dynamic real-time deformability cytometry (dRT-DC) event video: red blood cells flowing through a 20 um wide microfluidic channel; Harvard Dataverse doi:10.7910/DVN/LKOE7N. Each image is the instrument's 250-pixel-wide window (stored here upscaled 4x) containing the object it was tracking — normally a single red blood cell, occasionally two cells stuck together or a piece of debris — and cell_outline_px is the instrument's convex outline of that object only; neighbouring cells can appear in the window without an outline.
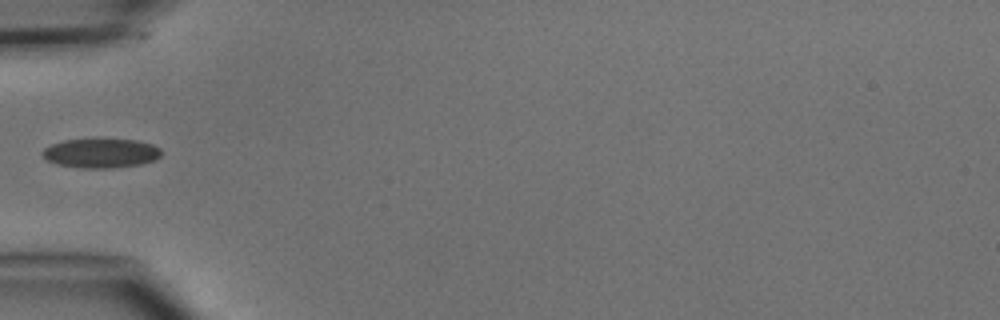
{"species": "common noctule bat (a hibernating species)", "species_latin": "Nyctalus noctula", "temperature_condition": "cold", "stored_images_in_passage": 5, "camera_frame_rate_fps": 3000, "um_per_image_px": 0.085, "animal": {"sex": "male", "body_mass_g": 15.6}, "frame": {"image": 1, "passage_image": 5, "time_ms": 4.667, "image_size_px": [1000, 320], "cell_outline_px": [[160, 156], [156, 160], [140, 164], [116, 168], [80, 168], [56, 164], [48, 160], [40, 152], [44, 148], [52, 144], [64, 140], [136, 140], [152, 144], [160, 148]], "centroid_in_image_um": [8.58, 13.04], "position_along_channel_um": 76.4, "area_um2": 20.17}}